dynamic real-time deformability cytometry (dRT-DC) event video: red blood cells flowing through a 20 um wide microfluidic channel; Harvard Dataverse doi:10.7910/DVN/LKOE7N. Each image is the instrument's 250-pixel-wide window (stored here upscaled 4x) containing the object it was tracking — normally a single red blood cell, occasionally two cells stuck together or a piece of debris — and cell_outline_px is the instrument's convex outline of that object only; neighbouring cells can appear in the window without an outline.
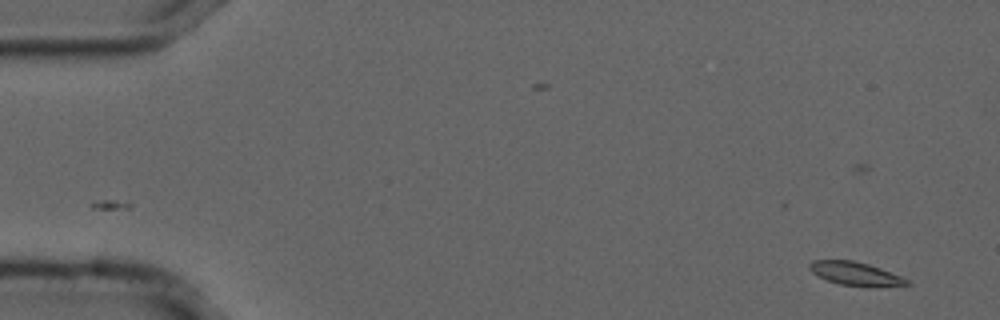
{"species": "common noctule bat (a hibernating species)", "species_latin": "Nyctalus noctula", "temperature_condition": "cold", "stored_images_in_passage": 56, "camera_frame_rate_fps": 3000, "um_per_image_px": 0.085, "animal": {"sex": "male", "forearm_length_mm": 52.5}, "frame": {"image": 1, "passage_image": 3, "time_ms": 0.667, "image_size_px": [1000, 320], "cell_outline_px": [[912, 284], [868, 288], [840, 284], [828, 280], [812, 272], [808, 268], [808, 264], [812, 260], [852, 260], [868, 264], [880, 268], [900, 276], [908, 280]], "centroid_in_image_um": [72.72, 23.28], "position_along_channel_um": 12.3, "area_um2": 13.35}}
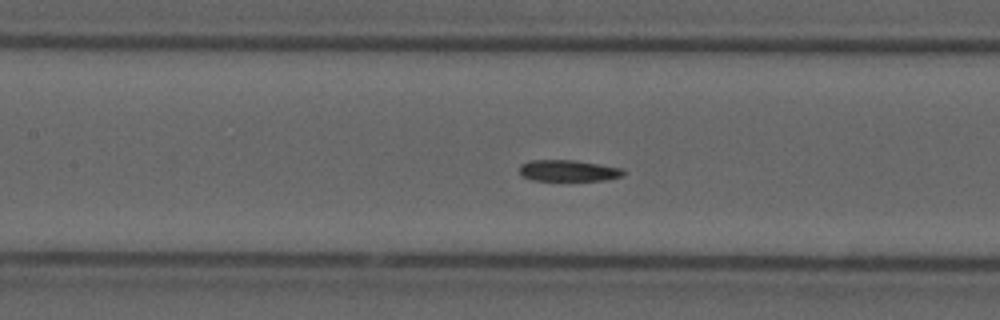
{"frame": {"image": 2, "passage_image": 25, "time_ms": 8.0, "image_size_px": [1000, 320], "cell_outline_px": [[628, 172], [624, 176], [604, 180], [532, 180], [524, 176], [520, 172], [520, 164], [528, 160], [576, 160], [624, 168]], "centroid_in_image_um": [48.38, 14.49], "position_along_channel_um": 159.0, "area_um2": 13.06}}
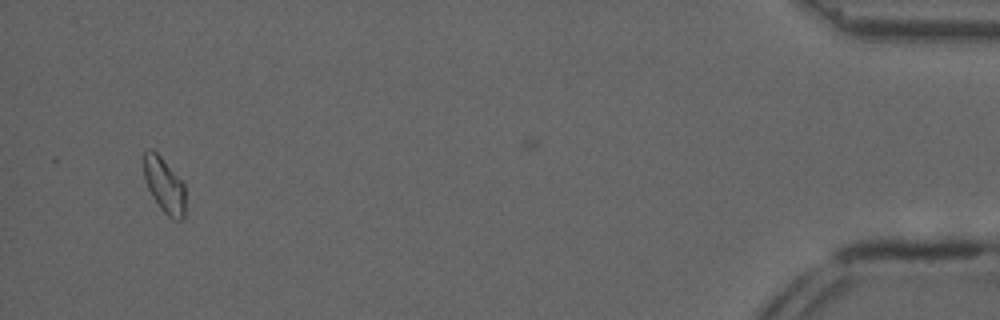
{"frame": {"image": 3, "passage_image": 53, "time_ms": 17.333, "image_size_px": [1000, 320], "cell_outline_px": [[184, 216], [180, 220], [172, 220], [160, 208], [152, 196], [148, 188], [144, 176], [144, 152], [148, 148], [152, 148], [160, 156], [184, 184]], "centroid_in_image_um": [13.95, 15.75], "position_along_channel_um": 421.3, "area_um2": 13.18}}